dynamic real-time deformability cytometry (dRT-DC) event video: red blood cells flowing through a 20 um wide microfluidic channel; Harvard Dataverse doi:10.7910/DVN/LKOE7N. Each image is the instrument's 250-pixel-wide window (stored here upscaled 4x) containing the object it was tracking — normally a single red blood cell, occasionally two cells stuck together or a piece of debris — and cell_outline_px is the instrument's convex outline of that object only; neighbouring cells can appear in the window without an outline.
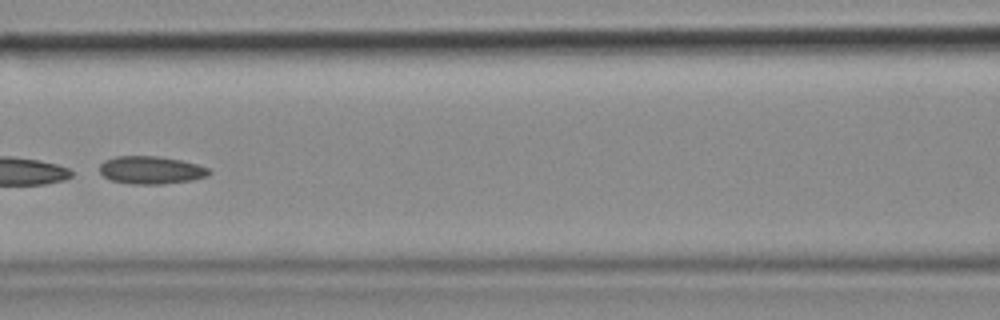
{"species": "common noctule bat (a hibernating species)", "species_latin": "Nyctalus noctula", "temperature_condition": "cold", "stored_images_in_passage": 7, "camera_frame_rate_fps": 3000, "um_per_image_px": 0.085, "animal": {"sex": "female", "body_mass_g": 18.4}, "frame": {"image": 1, "passage_image": 6, "time_ms": 1.667, "image_size_px": [1000, 320], "cell_outline_px": [[212, 172], [208, 176], [192, 180], [164, 184], [132, 184], [112, 180], [104, 176], [100, 172], [100, 164], [104, 160], [116, 156], [156, 156], [180, 160], [196, 164], [208, 168]], "centroid_in_image_um": [12.84, 14.46], "position_along_channel_um": 153.8, "area_um2": 17.69}}